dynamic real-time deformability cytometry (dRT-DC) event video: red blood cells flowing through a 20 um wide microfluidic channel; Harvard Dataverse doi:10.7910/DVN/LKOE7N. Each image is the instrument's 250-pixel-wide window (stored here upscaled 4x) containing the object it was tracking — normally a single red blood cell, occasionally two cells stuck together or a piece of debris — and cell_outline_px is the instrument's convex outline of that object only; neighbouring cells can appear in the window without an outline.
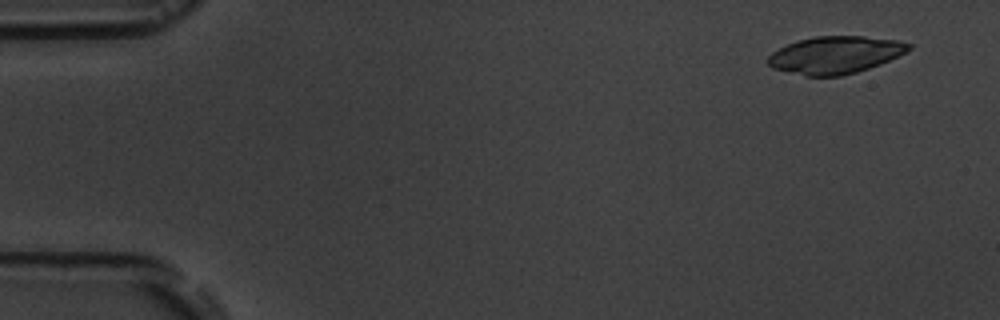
{"species": "common noctule bat (a hibernating species)", "species_latin": "Nyctalus noctula", "temperature_condition": "room temperature", "stored_images_in_passage": 16, "camera_frame_rate_fps": 3000, "um_per_image_px": 0.085, "animal": {"sex": "male", "body_mass_g": 19.5, "forearm_length_mm": 54.6}, "frame": {"image": 1, "passage_image": 1, "time_ms": 0.0, "image_size_px": [1000, 320], "cell_outline_px": [[912, 48], [880, 64], [856, 72], [840, 76], [804, 76], [772, 68], [764, 60], [772, 52], [796, 40], [816, 36], [864, 36], [896, 40], [912, 44]], "centroid_in_image_um": [70.94, 4.67], "position_along_channel_um": 14.1, "area_um2": 30.58}}